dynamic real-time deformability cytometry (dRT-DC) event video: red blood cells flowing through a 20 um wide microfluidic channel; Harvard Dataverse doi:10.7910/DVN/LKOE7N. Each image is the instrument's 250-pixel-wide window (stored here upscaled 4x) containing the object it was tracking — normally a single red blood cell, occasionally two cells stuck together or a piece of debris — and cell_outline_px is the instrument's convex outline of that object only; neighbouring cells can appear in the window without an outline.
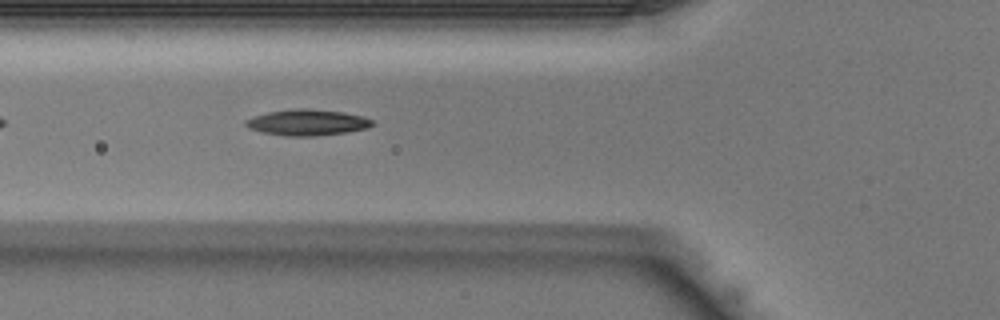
{"species": "Egyptian fruit bat (a non-hibernating species)", "species_latin": "Rousettus aegyptiacus", "temperature_condition": "warm", "stored_images_in_passage": 5, "camera_frame_rate_fps": 3000, "um_per_image_px": 0.085, "animal": {"sex": "male"}, "frame": {"image": 1, "passage_image": 4, "time_ms": 1.0, "image_size_px": [1000, 320], "cell_outline_px": [[372, 124], [368, 128], [348, 132], [316, 136], [284, 136], [260, 132], [248, 128], [244, 124], [244, 120], [268, 112], [296, 108], [308, 108], [340, 112], [360, 116], [372, 120]], "centroid_in_image_um": [26.06, 10.42], "position_along_channel_um": 99.7, "area_um2": 19.13}}